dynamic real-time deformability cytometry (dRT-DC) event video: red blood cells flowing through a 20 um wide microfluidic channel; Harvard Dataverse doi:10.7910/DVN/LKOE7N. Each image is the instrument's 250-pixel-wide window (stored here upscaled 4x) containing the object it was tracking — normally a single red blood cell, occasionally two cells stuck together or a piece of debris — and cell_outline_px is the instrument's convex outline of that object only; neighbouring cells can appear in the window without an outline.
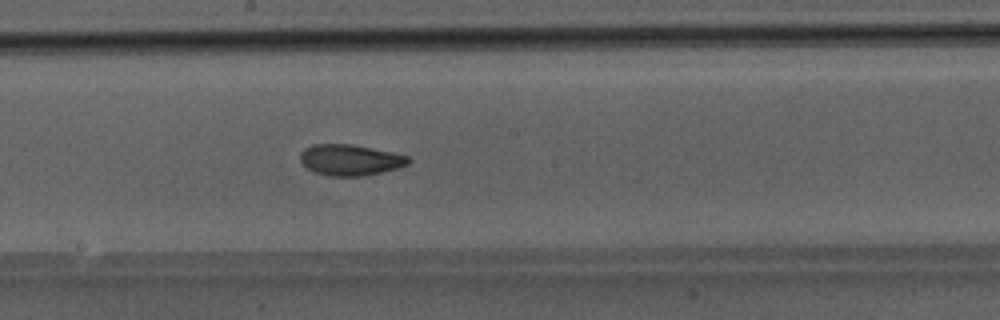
{"species": "Egyptian fruit bat (a non-hibernating species)", "species_latin": "Rousettus aegyptiacus", "temperature_condition": "room temperature", "stored_images_in_passage": 38, "camera_frame_rate_fps": 3000, "um_per_image_px": 0.085, "animal": {"sex": "male"}, "frame": {"image": 1, "passage_image": 22, "time_ms": 7.0, "image_size_px": [1000, 320], "cell_outline_px": [[412, 160], [408, 164], [396, 168], [364, 176], [332, 176], [316, 172], [308, 168], [300, 160], [300, 152], [304, 148], [312, 144], [352, 144], [392, 152], [408, 156]], "centroid_in_image_um": [29.76, 13.58], "position_along_channel_um": 218.4, "area_um2": 19.42}}
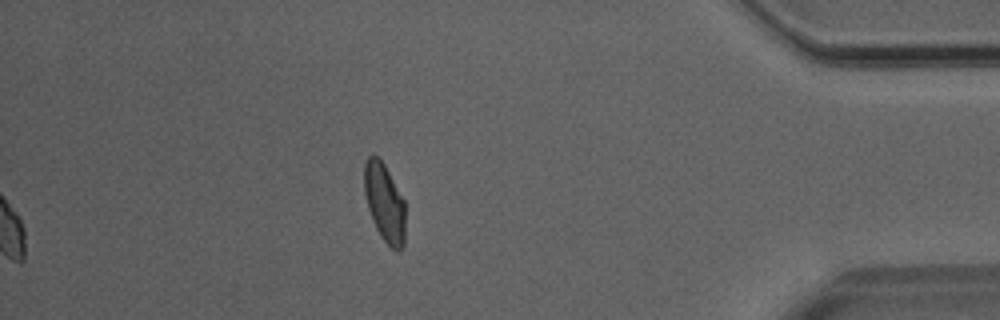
{"frame": {"image": 2, "passage_image": 38, "time_ms": 12.333, "image_size_px": [1000, 320], "cell_outline_px": [[404, 244], [400, 252], [396, 252], [380, 236], [372, 220], [368, 208], [364, 192], [364, 164], [368, 156], [372, 152], [384, 164], [404, 200]], "centroid_in_image_um": [32.67, 17.23], "position_along_channel_um": 402.5, "area_um2": 18.73}}